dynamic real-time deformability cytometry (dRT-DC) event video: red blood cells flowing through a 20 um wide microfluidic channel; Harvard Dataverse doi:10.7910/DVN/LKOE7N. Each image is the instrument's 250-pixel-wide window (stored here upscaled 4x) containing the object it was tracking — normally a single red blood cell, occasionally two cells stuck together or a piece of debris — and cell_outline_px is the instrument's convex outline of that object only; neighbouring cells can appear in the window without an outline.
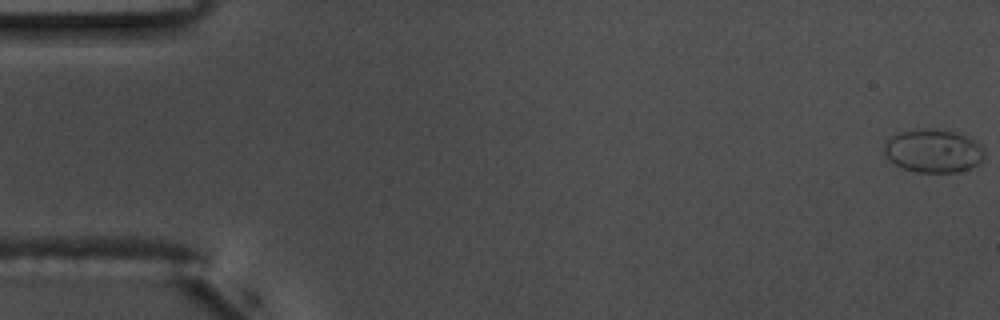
{"species": "common noctule bat (a hibernating species)", "species_latin": "Nyctalus noctula", "temperature_condition": "warm", "stored_images_in_passage": 24, "camera_frame_rate_fps": 3000, "um_per_image_px": 0.085, "animal": {"sex": "male", "body_mass_g": 17.5, "forearm_length_mm": 52.3}, "frame": {"image": 1, "passage_image": 1, "time_ms": 0.0, "image_size_px": [1000, 320], "cell_outline_px": [[984, 160], [968, 168], [956, 172], [916, 172], [904, 168], [888, 160], [884, 152], [884, 144], [892, 136], [900, 132], [916, 128], [936, 128], [956, 132], [976, 140], [984, 148]], "centroid_in_image_um": [79.34, 12.8], "position_along_channel_um": 5.7, "area_um2": 25.49}}